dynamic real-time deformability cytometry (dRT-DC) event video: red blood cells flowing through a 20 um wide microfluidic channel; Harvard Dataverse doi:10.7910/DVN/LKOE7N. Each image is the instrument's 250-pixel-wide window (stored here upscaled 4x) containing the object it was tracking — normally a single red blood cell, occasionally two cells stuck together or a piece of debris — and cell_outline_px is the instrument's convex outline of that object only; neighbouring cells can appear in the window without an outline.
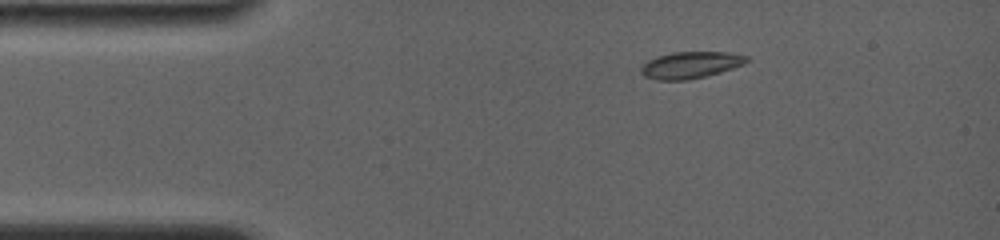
{"species": "common noctule bat (a hibernating species)", "species_latin": "Nyctalus noctula", "temperature_condition": "room temperature", "stored_images_in_passage": 3, "camera_frame_rate_fps": 4000, "um_per_image_px": 0.085, "animal": {"sex": "female", "body_mass_g": 19.0, "forearm_length_mm": 56.7}, "frame": {"image": 1, "passage_image": 1, "time_ms": 0.0, "image_size_px": [1000, 240], "cell_outline_px": [[748, 60], [744, 64], [708, 76], [688, 80], [656, 80], [644, 76], [640, 72], [640, 68], [648, 60], [656, 56], [672, 52], [728, 52], [748, 56]], "centroid_in_image_um": [58.68, 5.53], "position_along_channel_um": 26.3, "area_um2": 16.53}}